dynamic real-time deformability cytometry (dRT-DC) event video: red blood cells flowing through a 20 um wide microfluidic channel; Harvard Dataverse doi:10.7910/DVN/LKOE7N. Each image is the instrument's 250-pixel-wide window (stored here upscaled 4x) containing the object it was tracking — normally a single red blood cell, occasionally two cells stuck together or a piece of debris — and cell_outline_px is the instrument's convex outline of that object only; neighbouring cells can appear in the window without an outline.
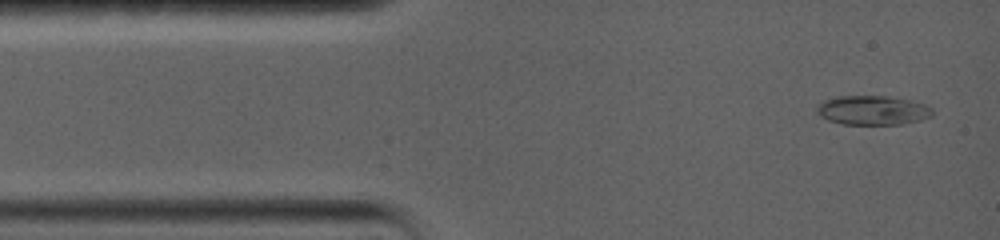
{"species": "common noctule bat (a hibernating species)", "species_latin": "Nyctalus noctula", "temperature_condition": "warm", "stored_images_in_passage": 14, "camera_frame_rate_fps": 5000, "um_per_image_px": 0.085, "animal": {"sex": "female", "body_mass_g": 19.0, "forearm_length_mm": 56.7}, "frame": {"image": 1, "passage_image": 1, "time_ms": 0.0, "image_size_px": [1000, 240], "cell_outline_px": [[932, 116], [920, 120], [900, 124], [844, 124], [828, 120], [820, 116], [816, 112], [816, 104], [824, 100], [836, 96], [888, 96], [912, 100], [924, 104], [932, 108]], "centroid_in_image_um": [74.15, 9.36], "position_along_channel_um": 10.9, "area_um2": 19.83}}
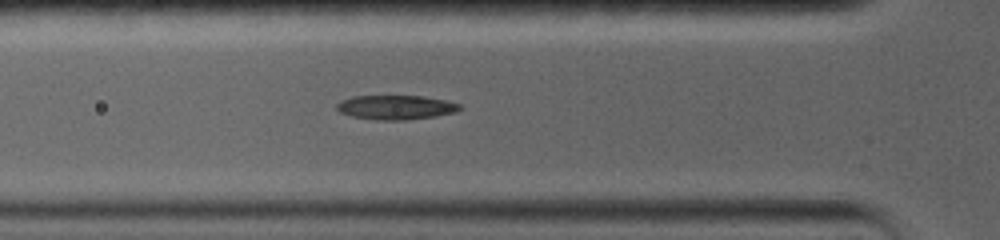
{"frame": {"image": 2, "passage_image": 7, "time_ms": 4.0, "image_size_px": [1000, 240], "cell_outline_px": [[464, 108], [456, 112], [436, 116], [404, 120], [376, 120], [352, 116], [340, 112], [336, 108], [336, 104], [340, 100], [352, 96], [424, 96], [444, 100], [460, 104]], "centroid_in_image_um": [33.65, 9.12], "position_along_channel_um": 92.1, "area_um2": 17.51}}
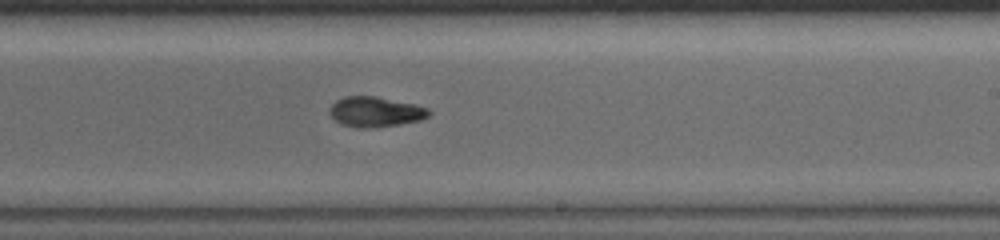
{"frame": {"image": 3, "passage_image": 14, "time_ms": 8.6, "image_size_px": [1000, 240], "cell_outline_px": [[432, 112], [428, 116], [420, 120], [400, 124], [376, 128], [360, 128], [340, 124], [328, 112], [328, 108], [336, 100], [344, 96], [376, 96], [416, 104], [428, 108]], "centroid_in_image_um": [31.9, 9.5], "position_along_channel_um": 257.1, "area_um2": 17.69}}